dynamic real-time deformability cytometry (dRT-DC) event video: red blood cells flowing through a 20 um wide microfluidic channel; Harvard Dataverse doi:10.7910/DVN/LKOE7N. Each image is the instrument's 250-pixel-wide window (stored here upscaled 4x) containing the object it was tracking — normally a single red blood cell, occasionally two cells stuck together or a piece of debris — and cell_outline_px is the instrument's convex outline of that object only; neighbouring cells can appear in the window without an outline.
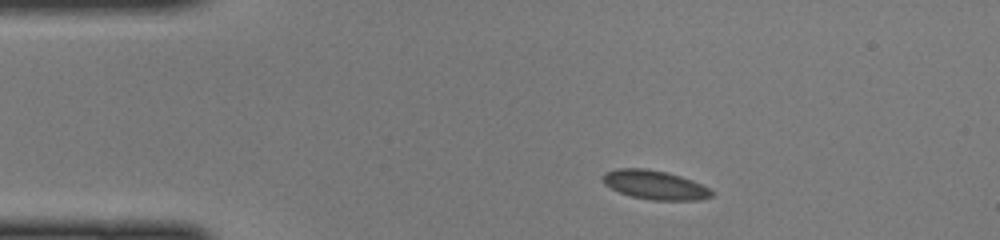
{"species": "common noctule bat (a hibernating species)", "species_latin": "Nyctalus noctula", "temperature_condition": "cold", "stored_images_in_passage": 41, "camera_frame_rate_fps": 3000, "um_per_image_px": 0.085, "animal": {"sex": "female", "body_mass_g": 22.0, "forearm_length_mm": 56.7}, "frame": {"image": 1, "passage_image": 1, "time_ms": 0.0, "image_size_px": [1000, 240], "cell_outline_px": [[712, 196], [700, 200], [652, 200], [632, 196], [620, 192], [604, 184], [600, 176], [604, 172], [616, 168], [648, 168], [680, 176], [692, 180], [708, 188], [712, 192]], "centroid_in_image_um": [55.61, 15.7], "position_along_channel_um": 29.4, "area_um2": 18.32}}
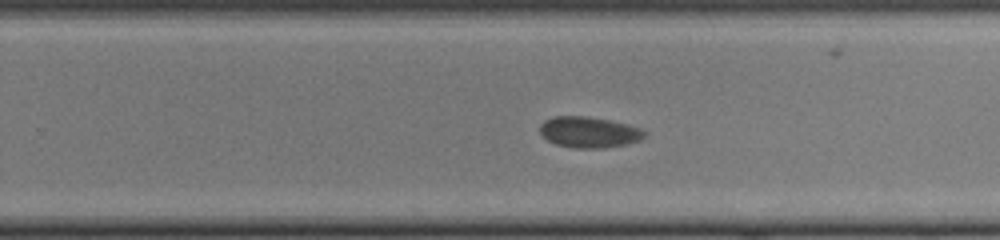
{"frame": {"image": 2, "passage_image": 23, "time_ms": 7.333, "image_size_px": [1000, 240], "cell_outline_px": [[648, 132], [640, 140], [628, 144], [604, 148], [572, 148], [556, 144], [548, 140], [540, 132], [540, 124], [544, 120], [552, 116], [584, 116], [608, 120], [628, 124], [640, 128]], "centroid_in_image_um": [50.07, 11.24], "position_along_channel_um": 279.7, "area_um2": 18.96}}
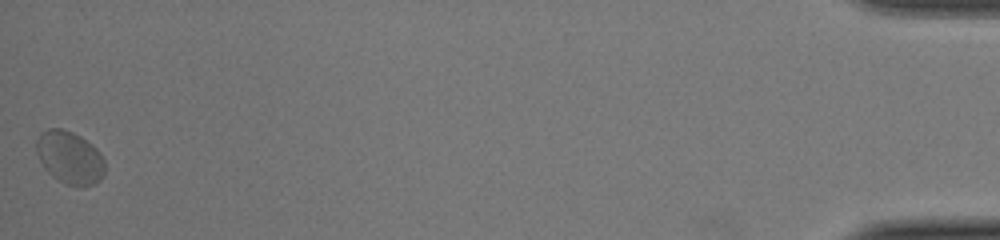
{"frame": {"image": 3, "passage_image": 41, "time_ms": 13.333, "image_size_px": [1000, 240], "cell_outline_px": [[104, 176], [100, 180], [84, 188], [64, 184], [52, 176], [44, 168], [36, 152], [36, 140], [40, 132], [48, 128], [60, 128], [72, 132], [80, 136], [96, 148], [104, 160]], "centroid_in_image_um": [5.91, 13.41], "position_along_channel_um": 429.3, "area_um2": 21.21}}